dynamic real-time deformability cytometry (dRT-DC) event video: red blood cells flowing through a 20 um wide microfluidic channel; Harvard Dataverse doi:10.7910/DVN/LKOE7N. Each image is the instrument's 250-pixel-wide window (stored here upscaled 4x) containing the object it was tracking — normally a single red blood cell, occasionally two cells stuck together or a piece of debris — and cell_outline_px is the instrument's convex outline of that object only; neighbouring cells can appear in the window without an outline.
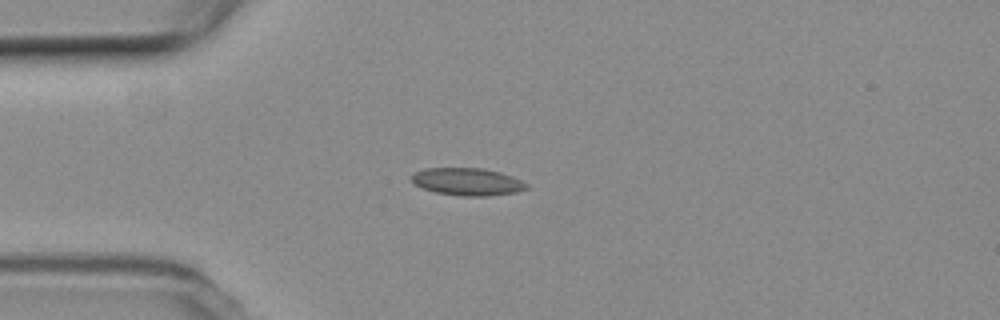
{"species": "common noctule bat (a hibernating species)", "species_latin": "Nyctalus noctula", "temperature_condition": "room temperature", "stored_images_in_passage": 41, "camera_frame_rate_fps": 3000, "um_per_image_px": 0.085, "animal": {"sex": "female", "body_mass_g": 19.3, "forearm_length_mm": 54.1}, "frame": {"image": 1, "passage_image": 1, "time_ms": 0.0, "image_size_px": [1000, 320], "cell_outline_px": [[528, 188], [516, 192], [488, 196], [460, 196], [436, 192], [412, 184], [408, 176], [412, 172], [424, 168], [480, 168], [500, 172], [512, 176], [528, 184]], "centroid_in_image_um": [39.66, 15.44], "position_along_channel_um": 45.3, "area_um2": 18.61}}
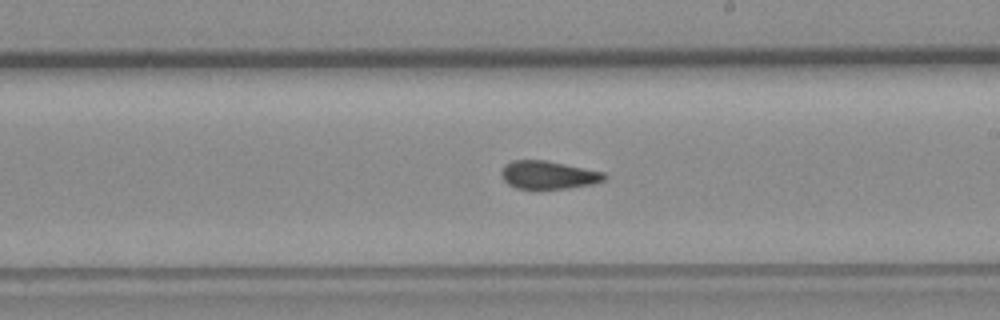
{"frame": {"image": 2, "passage_image": 18, "time_ms": 5.667, "image_size_px": [1000, 320], "cell_outline_px": [[608, 176], [604, 180], [596, 184], [568, 188], [536, 192], [516, 188], [508, 184], [504, 180], [500, 172], [504, 164], [512, 160], [544, 160], [604, 172]], "centroid_in_image_um": [46.58, 14.92], "position_along_channel_um": 242.4, "area_um2": 17.57}}
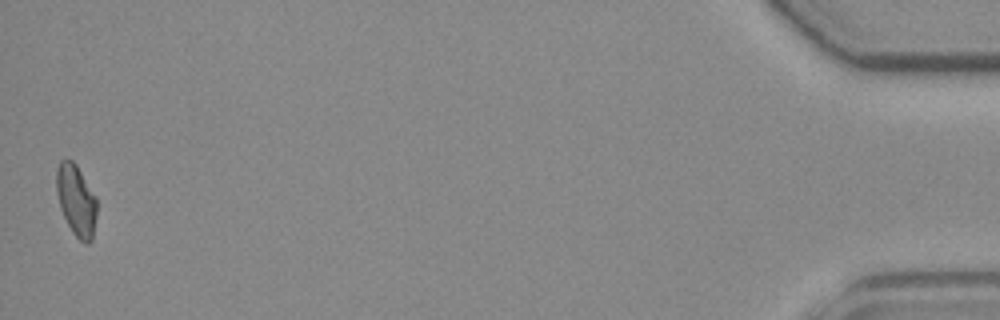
{"frame": {"image": 3, "passage_image": 41, "time_ms": 13.333, "image_size_px": [1000, 320], "cell_outline_px": [[96, 216], [92, 240], [88, 244], [84, 244], [72, 232], [60, 208], [56, 192], [56, 168], [60, 160], [72, 160], [76, 164], [96, 196]], "centroid_in_image_um": [6.47, 17.02], "position_along_channel_um": 428.7, "area_um2": 16.82}, "authors_computed_cell_mechanics": {"area_um2": 17.051, "velocity_mm_per_s": 3.7476, "shape_relaxation_time_tau1_ms": null, "shape_relaxation_time_tau2_ms": 2.3582, "deformation_change_tau1": null, "deformation_change_tau2": 0.0687}}